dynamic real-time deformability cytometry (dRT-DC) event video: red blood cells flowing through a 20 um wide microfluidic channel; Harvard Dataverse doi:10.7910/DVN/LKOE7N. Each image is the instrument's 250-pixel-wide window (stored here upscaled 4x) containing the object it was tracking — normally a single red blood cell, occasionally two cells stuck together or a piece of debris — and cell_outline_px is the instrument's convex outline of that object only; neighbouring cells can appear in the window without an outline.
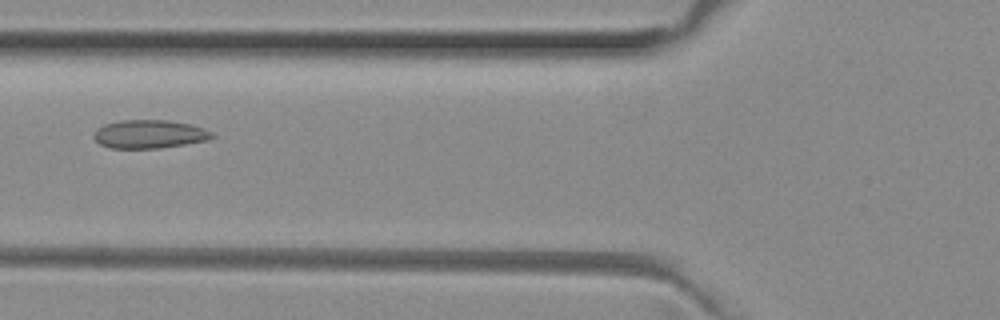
{"species": "common noctule bat (a hibernating species)", "species_latin": "Nyctalus noctula", "temperature_condition": "room temperature", "stored_images_in_passage": 46, "camera_frame_rate_fps": 3000, "um_per_image_px": 0.085, "animal": {"sex": "female", "body_mass_g": 29.2, "forearm_length_mm": 56.3}, "frame": {"image": 1, "passage_image": 14, "time_ms": 4.333, "image_size_px": [1000, 320], "cell_outline_px": [[216, 136], [208, 140], [160, 148], [108, 148], [100, 144], [92, 136], [96, 128], [104, 124], [120, 120], [168, 120], [192, 124], [204, 128], [212, 132]], "centroid_in_image_um": [12.69, 11.39], "position_along_channel_um": 113.1, "area_um2": 19.77}}
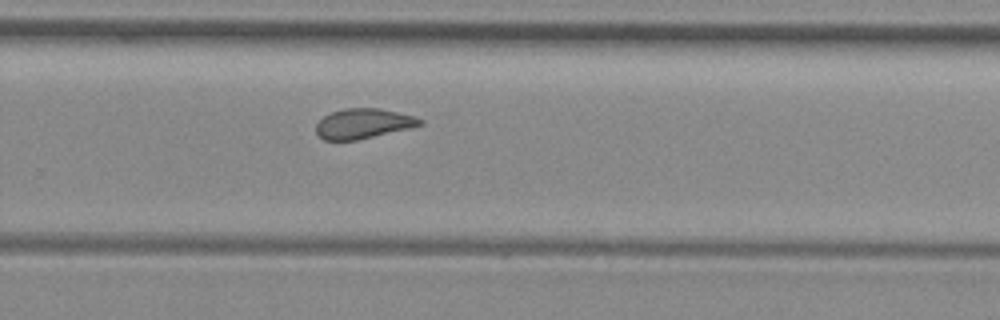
{"frame": {"image": 2, "passage_image": 28, "time_ms": 9.0, "image_size_px": [1000, 320], "cell_outline_px": [[424, 124], [408, 128], [356, 140], [324, 140], [316, 132], [316, 124], [324, 116], [332, 112], [344, 108], [380, 108], [416, 116], [424, 120]], "centroid_in_image_um": [30.89, 10.49], "position_along_channel_um": 298.9, "area_um2": 18.03}}
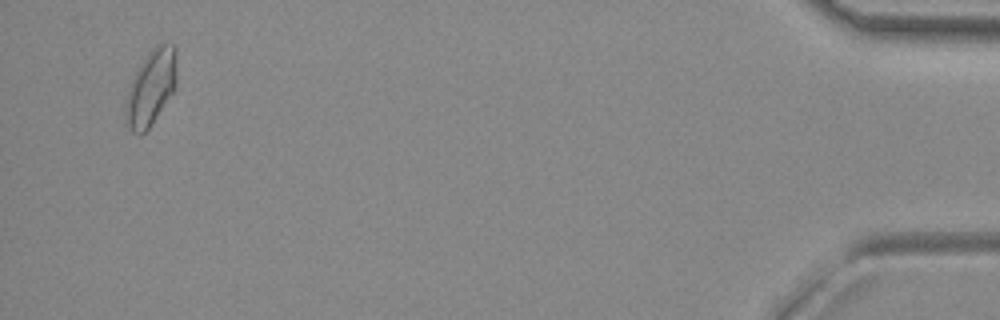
{"frame": {"image": 3, "passage_image": 44, "time_ms": 14.333, "image_size_px": [1000, 320], "cell_outline_px": [[176, 80], [172, 92], [148, 128], [140, 136], [132, 132], [124, 120], [124, 100], [132, 80], [140, 64], [148, 52], [156, 44], [176, 44]], "centroid_in_image_um": [12.79, 7.44], "position_along_channel_um": 422.4, "area_um2": 22.37}, "authors_computed_cell_mechanics": {"area_um2": 19.3341, "velocity_mm_per_s": 3.9909, "shape_relaxation_time_tau1_ms": null, "shape_relaxation_time_tau2_ms": 1.6713, "deformation_change_tau1": null, "deformation_change_tau2": 0.0849}}